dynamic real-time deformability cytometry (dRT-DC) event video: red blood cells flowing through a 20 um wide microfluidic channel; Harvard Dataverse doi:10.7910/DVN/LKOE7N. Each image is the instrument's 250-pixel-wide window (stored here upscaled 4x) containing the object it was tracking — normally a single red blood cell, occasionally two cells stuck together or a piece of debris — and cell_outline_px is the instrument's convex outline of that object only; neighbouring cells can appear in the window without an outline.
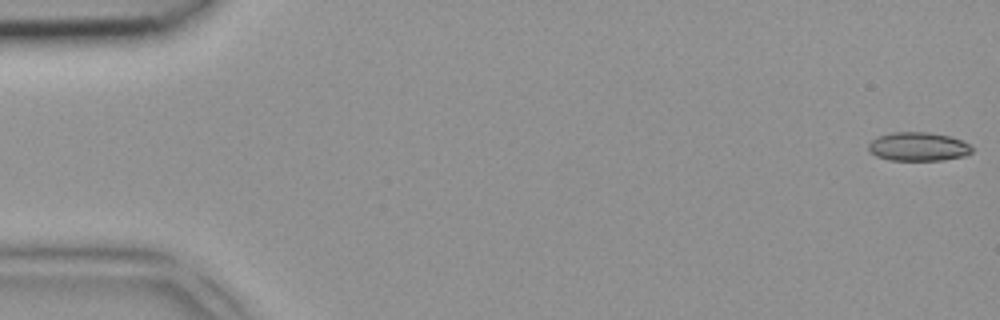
{"species": "common noctule bat (a hibernating species)", "species_latin": "Nyctalus noctula", "temperature_condition": "room temperature", "stored_images_in_passage": 3, "camera_frame_rate_fps": 3000, "um_per_image_px": 0.085, "animal": {"sex": "female", "body_mass_g": 18.4}, "frame": {"image": 1, "passage_image": 1, "time_ms": 0.0, "image_size_px": [1000, 320], "cell_outline_px": [[972, 152], [964, 156], [940, 160], [888, 160], [876, 156], [868, 152], [868, 144], [876, 136], [892, 132], [928, 132], [948, 136], [960, 140], [968, 144], [972, 148]], "centroid_in_image_um": [77.98, 12.46], "position_along_channel_um": 7.0, "area_um2": 17.34}}